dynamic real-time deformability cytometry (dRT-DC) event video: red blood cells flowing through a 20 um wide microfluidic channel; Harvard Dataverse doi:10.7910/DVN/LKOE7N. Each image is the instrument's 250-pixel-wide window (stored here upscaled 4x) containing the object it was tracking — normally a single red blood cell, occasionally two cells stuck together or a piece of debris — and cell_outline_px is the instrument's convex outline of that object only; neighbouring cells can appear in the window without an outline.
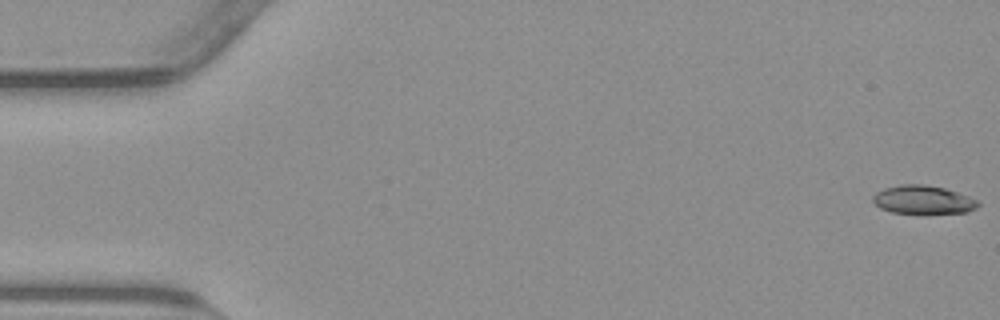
{"species": "common noctule bat (a hibernating species)", "species_latin": "Nyctalus noctula", "temperature_condition": "warm", "stored_images_in_passage": 55, "camera_frame_rate_fps": 3000, "um_per_image_px": 0.085, "animal": {"sex": "male", "body_mass_g": 23.1, "forearm_length_mm": 52.7}, "frame": {"image": 1, "passage_image": 1, "time_ms": 0.0, "image_size_px": [1000, 320], "cell_outline_px": [[980, 204], [976, 208], [968, 212], [924, 216], [892, 212], [880, 208], [872, 200], [872, 196], [876, 192], [884, 188], [900, 184], [924, 184], [944, 188], [968, 196], [976, 200]], "centroid_in_image_um": [78.46, 17.02], "position_along_channel_um": 6.5, "area_um2": 18.15}}
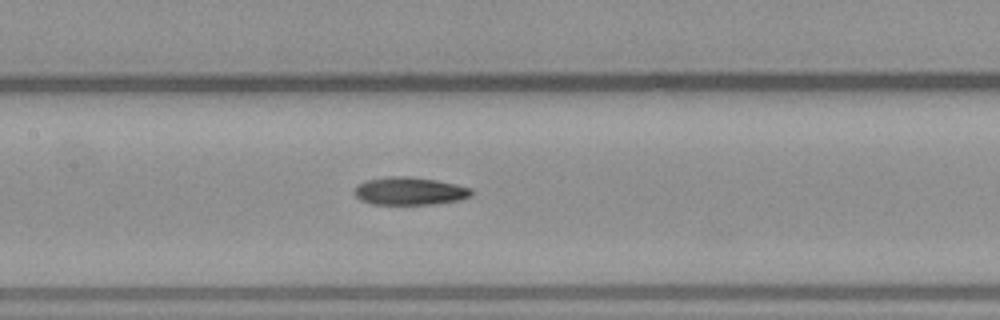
{"frame": {"image": 2, "passage_image": 26, "time_ms": 8.333, "image_size_px": [1000, 320], "cell_outline_px": [[472, 196], [460, 200], [432, 204], [372, 204], [360, 200], [352, 192], [356, 184], [364, 180], [388, 176], [408, 176], [436, 180], [456, 184], [472, 188]], "centroid_in_image_um": [34.78, 16.23], "position_along_channel_um": 172.6, "area_um2": 19.25}}
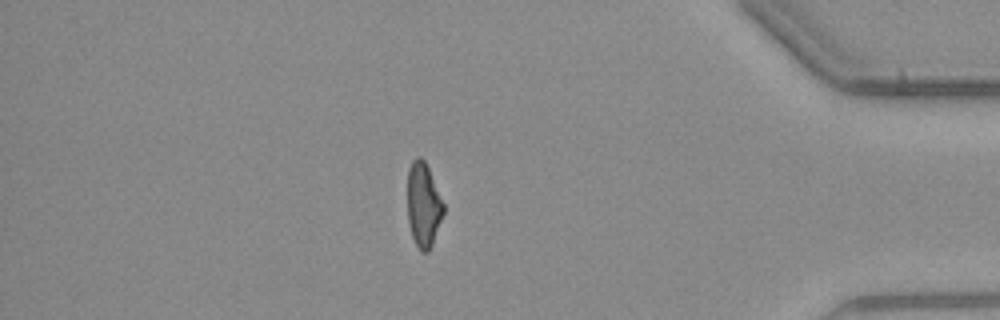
{"frame": {"image": 3, "passage_image": 47, "time_ms": 15.333, "image_size_px": [1000, 320], "cell_outline_px": [[444, 212], [432, 244], [428, 252], [420, 252], [412, 236], [408, 220], [408, 168], [412, 160], [416, 156], [420, 156], [424, 160], [428, 168], [444, 204]], "centroid_in_image_um": [35.98, 17.4], "position_along_channel_um": 399.2, "area_um2": 17.57}}